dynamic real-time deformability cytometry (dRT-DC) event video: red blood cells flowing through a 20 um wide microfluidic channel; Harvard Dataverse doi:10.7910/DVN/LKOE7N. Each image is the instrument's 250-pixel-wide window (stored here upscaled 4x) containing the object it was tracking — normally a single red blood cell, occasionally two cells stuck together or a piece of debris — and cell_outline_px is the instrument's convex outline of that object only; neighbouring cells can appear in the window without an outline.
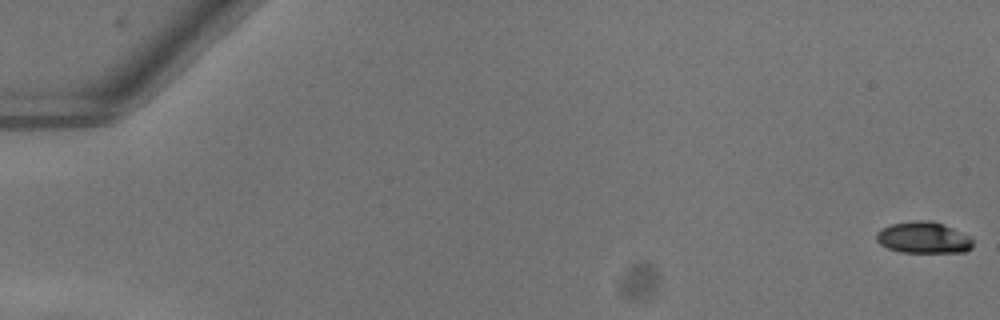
{"species": "common noctule bat (a hibernating species)", "species_latin": "Nyctalus noctula", "temperature_condition": "warm", "stored_images_in_passage": 53, "camera_frame_rate_fps": 3000, "um_per_image_px": 0.085, "animal": {"sex": "female"}, "frame": {"image": 1, "passage_image": 1, "time_ms": 0.0, "image_size_px": [1000, 320], "cell_outline_px": [[972, 248], [964, 252], [900, 252], [888, 248], [880, 244], [876, 240], [876, 232], [880, 228], [892, 224], [912, 220], [932, 220], [944, 224], [968, 236], [972, 240]], "centroid_in_image_um": [78.45, 20.19], "position_along_channel_um": 6.5, "area_um2": 17.74}}
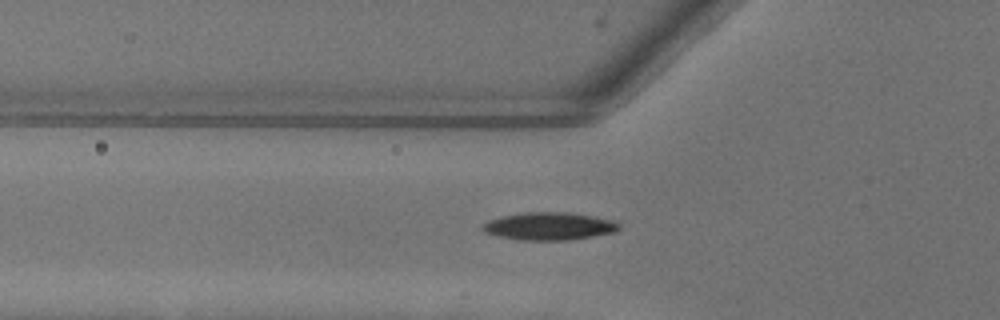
{"frame": {"image": 2, "passage_image": 20, "time_ms": 6.333, "image_size_px": [1000, 320], "cell_outline_px": [[620, 228], [616, 232], [568, 240], [520, 240], [500, 236], [484, 232], [484, 224], [488, 220], [500, 216], [524, 212], [568, 212], [616, 220], [620, 224]], "centroid_in_image_um": [46.72, 19.22], "position_along_channel_um": 79.1, "area_um2": 22.02}}
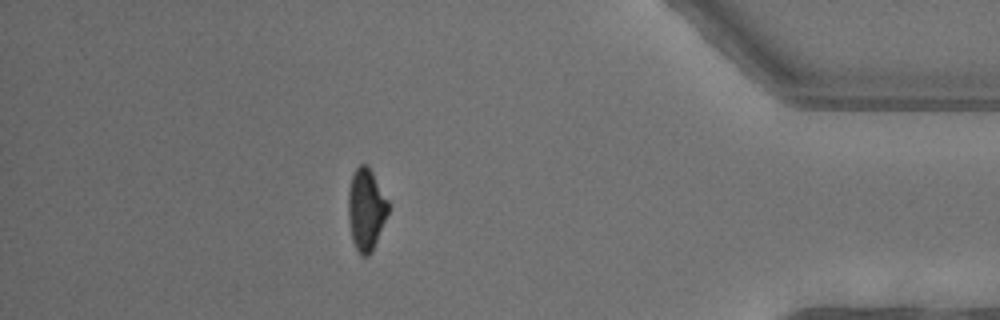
{"frame": {"image": 3, "passage_image": 47, "time_ms": 15.333, "image_size_px": [1000, 320], "cell_outline_px": [[388, 212], [372, 252], [368, 256], [360, 256], [352, 240], [348, 220], [348, 192], [352, 176], [356, 168], [360, 164], [368, 164], [388, 200]], "centroid_in_image_um": [31.1, 17.8], "position_along_channel_um": 404.1, "area_um2": 19.07}, "authors_computed_cell_mechanics": {"area_um2": 19.4208, "velocity_mm_per_s": 4.042, "shape_relaxation_time_tau1_ms": 3.9229, "shape_relaxation_time_tau2_ms": 6.8255, "deformation_change_tau1": 0.1651, "deformation_change_tau2": 0.1184}}